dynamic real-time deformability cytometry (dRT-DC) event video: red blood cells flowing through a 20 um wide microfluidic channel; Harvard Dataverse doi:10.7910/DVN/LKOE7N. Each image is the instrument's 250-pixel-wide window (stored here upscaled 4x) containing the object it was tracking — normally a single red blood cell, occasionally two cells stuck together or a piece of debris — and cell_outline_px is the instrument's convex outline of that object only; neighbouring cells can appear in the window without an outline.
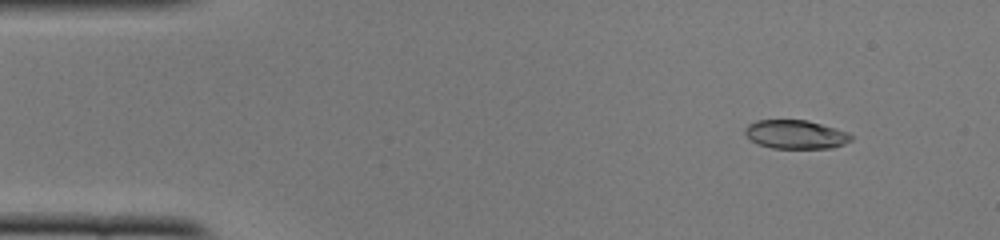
{"species": "common noctule bat (a hibernating species)", "species_latin": "Nyctalus noctula", "temperature_condition": "cold", "stored_images_in_passage": 51, "camera_frame_rate_fps": 3000, "um_per_image_px": 0.085, "animal": {"sex": "female", "body_mass_g": 22.0, "forearm_length_mm": 56.7}, "frame": {"image": 1, "passage_image": 5, "time_ms": 1.333, "image_size_px": [1000, 240], "cell_outline_px": [[852, 140], [844, 144], [832, 148], [772, 148], [760, 144], [752, 140], [744, 132], [744, 128], [748, 124], [756, 120], [808, 120], [848, 132], [852, 136]], "centroid_in_image_um": [67.64, 11.42], "position_along_channel_um": 17.4, "area_um2": 17.69}}
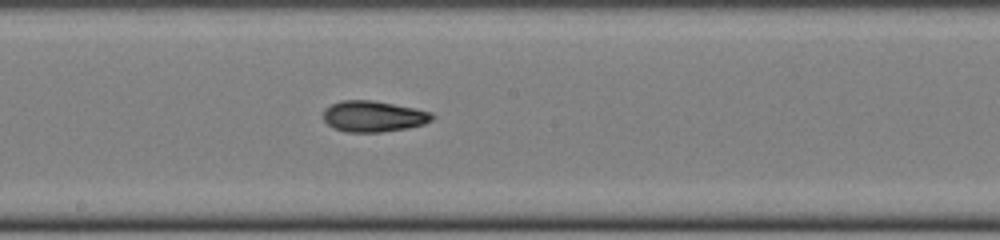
{"frame": {"image": 2, "passage_image": 27, "time_ms": 8.667, "image_size_px": [1000, 240], "cell_outline_px": [[436, 116], [432, 120], [424, 124], [408, 128], [380, 132], [348, 132], [332, 128], [324, 120], [324, 108], [340, 100], [372, 100], [432, 112]], "centroid_in_image_um": [31.74, 9.89], "position_along_channel_um": 216.5, "area_um2": 19.65}}
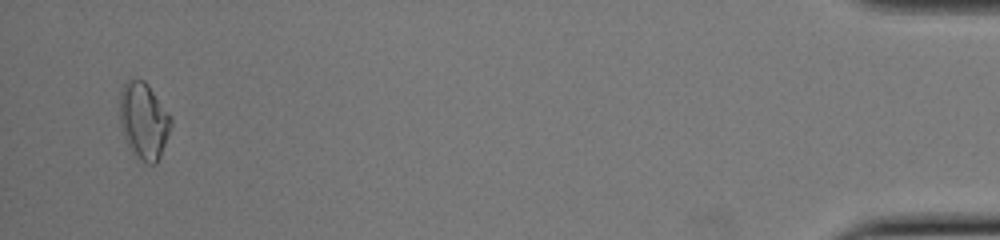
{"frame": {"image": 3, "passage_image": 49, "time_ms": 16.0, "image_size_px": [1000, 240], "cell_outline_px": [[172, 124], [160, 156], [156, 164], [148, 164], [136, 156], [128, 148], [120, 124], [120, 92], [128, 76], [144, 80], [148, 84], [172, 116]], "centroid_in_image_um": [12.21, 10.22], "position_along_channel_um": 423.0, "area_um2": 23.18}, "authors_computed_cell_mechanics": {"area_um2": 18.8428, "velocity_mm_per_s": 3.9368, "shape_relaxation_time_tau1_ms": 4.4997, "shape_relaxation_time_tau2_ms": 3.5747, "deformation_change_tau1": 0.1803, "deformation_change_tau2": 0.1056}}